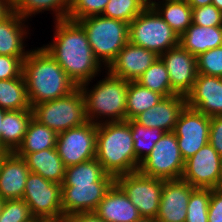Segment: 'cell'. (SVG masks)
Wrapping results in <instances>:
<instances>
[{
    "mask_svg": "<svg viewBox=\"0 0 222 222\" xmlns=\"http://www.w3.org/2000/svg\"><path fill=\"white\" fill-rule=\"evenodd\" d=\"M179 45L195 57L222 46V26H199L191 24L179 37Z\"/></svg>",
    "mask_w": 222,
    "mask_h": 222,
    "instance_id": "25",
    "label": "cell"
},
{
    "mask_svg": "<svg viewBox=\"0 0 222 222\" xmlns=\"http://www.w3.org/2000/svg\"><path fill=\"white\" fill-rule=\"evenodd\" d=\"M185 160L173 131L165 132L152 151L141 161L138 171L163 180L181 179Z\"/></svg>",
    "mask_w": 222,
    "mask_h": 222,
    "instance_id": "8",
    "label": "cell"
},
{
    "mask_svg": "<svg viewBox=\"0 0 222 222\" xmlns=\"http://www.w3.org/2000/svg\"><path fill=\"white\" fill-rule=\"evenodd\" d=\"M105 72V78L91 86L93 81L79 86L83 93L87 120L98 125L126 121V96L129 81ZM90 84V85H89ZM89 86H91L89 88Z\"/></svg>",
    "mask_w": 222,
    "mask_h": 222,
    "instance_id": "4",
    "label": "cell"
},
{
    "mask_svg": "<svg viewBox=\"0 0 222 222\" xmlns=\"http://www.w3.org/2000/svg\"><path fill=\"white\" fill-rule=\"evenodd\" d=\"M4 152L0 149V156L3 154Z\"/></svg>",
    "mask_w": 222,
    "mask_h": 222,
    "instance_id": "53",
    "label": "cell"
},
{
    "mask_svg": "<svg viewBox=\"0 0 222 222\" xmlns=\"http://www.w3.org/2000/svg\"><path fill=\"white\" fill-rule=\"evenodd\" d=\"M5 111L6 110L0 108V149H1V134H2L1 127H2V121L4 118Z\"/></svg>",
    "mask_w": 222,
    "mask_h": 222,
    "instance_id": "47",
    "label": "cell"
},
{
    "mask_svg": "<svg viewBox=\"0 0 222 222\" xmlns=\"http://www.w3.org/2000/svg\"><path fill=\"white\" fill-rule=\"evenodd\" d=\"M115 182L126 193L142 217H157L163 179L145 176L136 171L117 176Z\"/></svg>",
    "mask_w": 222,
    "mask_h": 222,
    "instance_id": "10",
    "label": "cell"
},
{
    "mask_svg": "<svg viewBox=\"0 0 222 222\" xmlns=\"http://www.w3.org/2000/svg\"><path fill=\"white\" fill-rule=\"evenodd\" d=\"M209 144L222 157V115L210 117Z\"/></svg>",
    "mask_w": 222,
    "mask_h": 222,
    "instance_id": "41",
    "label": "cell"
},
{
    "mask_svg": "<svg viewBox=\"0 0 222 222\" xmlns=\"http://www.w3.org/2000/svg\"><path fill=\"white\" fill-rule=\"evenodd\" d=\"M30 170L25 160L14 152L0 156V196L5 199H22Z\"/></svg>",
    "mask_w": 222,
    "mask_h": 222,
    "instance_id": "20",
    "label": "cell"
},
{
    "mask_svg": "<svg viewBox=\"0 0 222 222\" xmlns=\"http://www.w3.org/2000/svg\"><path fill=\"white\" fill-rule=\"evenodd\" d=\"M53 22L55 29L51 43L42 47L77 87L99 77L105 68L94 56L82 25L68 18Z\"/></svg>",
    "mask_w": 222,
    "mask_h": 222,
    "instance_id": "1",
    "label": "cell"
},
{
    "mask_svg": "<svg viewBox=\"0 0 222 222\" xmlns=\"http://www.w3.org/2000/svg\"><path fill=\"white\" fill-rule=\"evenodd\" d=\"M97 125L88 121L57 136L56 150L67 167L96 158Z\"/></svg>",
    "mask_w": 222,
    "mask_h": 222,
    "instance_id": "11",
    "label": "cell"
},
{
    "mask_svg": "<svg viewBox=\"0 0 222 222\" xmlns=\"http://www.w3.org/2000/svg\"><path fill=\"white\" fill-rule=\"evenodd\" d=\"M35 222H64V220L61 219V220H43V221H40V220L35 219Z\"/></svg>",
    "mask_w": 222,
    "mask_h": 222,
    "instance_id": "50",
    "label": "cell"
},
{
    "mask_svg": "<svg viewBox=\"0 0 222 222\" xmlns=\"http://www.w3.org/2000/svg\"><path fill=\"white\" fill-rule=\"evenodd\" d=\"M94 182H115V178L104 171L96 158L67 167L62 186L92 184Z\"/></svg>",
    "mask_w": 222,
    "mask_h": 222,
    "instance_id": "28",
    "label": "cell"
},
{
    "mask_svg": "<svg viewBox=\"0 0 222 222\" xmlns=\"http://www.w3.org/2000/svg\"><path fill=\"white\" fill-rule=\"evenodd\" d=\"M135 222H158L156 218L153 217H141Z\"/></svg>",
    "mask_w": 222,
    "mask_h": 222,
    "instance_id": "46",
    "label": "cell"
},
{
    "mask_svg": "<svg viewBox=\"0 0 222 222\" xmlns=\"http://www.w3.org/2000/svg\"><path fill=\"white\" fill-rule=\"evenodd\" d=\"M212 4L220 11H222V0H212Z\"/></svg>",
    "mask_w": 222,
    "mask_h": 222,
    "instance_id": "49",
    "label": "cell"
},
{
    "mask_svg": "<svg viewBox=\"0 0 222 222\" xmlns=\"http://www.w3.org/2000/svg\"><path fill=\"white\" fill-rule=\"evenodd\" d=\"M114 182L62 186L63 219L76 213L94 212Z\"/></svg>",
    "mask_w": 222,
    "mask_h": 222,
    "instance_id": "15",
    "label": "cell"
},
{
    "mask_svg": "<svg viewBox=\"0 0 222 222\" xmlns=\"http://www.w3.org/2000/svg\"><path fill=\"white\" fill-rule=\"evenodd\" d=\"M141 86L160 93L164 97L173 96L176 93L171 89V82L165 64L159 57L136 80Z\"/></svg>",
    "mask_w": 222,
    "mask_h": 222,
    "instance_id": "32",
    "label": "cell"
},
{
    "mask_svg": "<svg viewBox=\"0 0 222 222\" xmlns=\"http://www.w3.org/2000/svg\"><path fill=\"white\" fill-rule=\"evenodd\" d=\"M196 58L198 74L222 77V46L208 50Z\"/></svg>",
    "mask_w": 222,
    "mask_h": 222,
    "instance_id": "38",
    "label": "cell"
},
{
    "mask_svg": "<svg viewBox=\"0 0 222 222\" xmlns=\"http://www.w3.org/2000/svg\"><path fill=\"white\" fill-rule=\"evenodd\" d=\"M70 0H11V10L29 21L35 15L51 11L54 21L67 19Z\"/></svg>",
    "mask_w": 222,
    "mask_h": 222,
    "instance_id": "26",
    "label": "cell"
},
{
    "mask_svg": "<svg viewBox=\"0 0 222 222\" xmlns=\"http://www.w3.org/2000/svg\"><path fill=\"white\" fill-rule=\"evenodd\" d=\"M159 56L143 47L128 42L107 68L112 75L126 81H136Z\"/></svg>",
    "mask_w": 222,
    "mask_h": 222,
    "instance_id": "18",
    "label": "cell"
},
{
    "mask_svg": "<svg viewBox=\"0 0 222 222\" xmlns=\"http://www.w3.org/2000/svg\"><path fill=\"white\" fill-rule=\"evenodd\" d=\"M22 157L30 172L39 174L44 179L62 185L66 166L56 148L44 149L34 153H15Z\"/></svg>",
    "mask_w": 222,
    "mask_h": 222,
    "instance_id": "23",
    "label": "cell"
},
{
    "mask_svg": "<svg viewBox=\"0 0 222 222\" xmlns=\"http://www.w3.org/2000/svg\"><path fill=\"white\" fill-rule=\"evenodd\" d=\"M63 220L64 222H106L94 212L76 213L66 216Z\"/></svg>",
    "mask_w": 222,
    "mask_h": 222,
    "instance_id": "43",
    "label": "cell"
},
{
    "mask_svg": "<svg viewBox=\"0 0 222 222\" xmlns=\"http://www.w3.org/2000/svg\"><path fill=\"white\" fill-rule=\"evenodd\" d=\"M186 103L208 117L222 115V77L198 74Z\"/></svg>",
    "mask_w": 222,
    "mask_h": 222,
    "instance_id": "16",
    "label": "cell"
},
{
    "mask_svg": "<svg viewBox=\"0 0 222 222\" xmlns=\"http://www.w3.org/2000/svg\"><path fill=\"white\" fill-rule=\"evenodd\" d=\"M4 202H5V199H3V198L0 196V213H1V211H2Z\"/></svg>",
    "mask_w": 222,
    "mask_h": 222,
    "instance_id": "51",
    "label": "cell"
},
{
    "mask_svg": "<svg viewBox=\"0 0 222 222\" xmlns=\"http://www.w3.org/2000/svg\"><path fill=\"white\" fill-rule=\"evenodd\" d=\"M208 222H222V188L211 189Z\"/></svg>",
    "mask_w": 222,
    "mask_h": 222,
    "instance_id": "42",
    "label": "cell"
},
{
    "mask_svg": "<svg viewBox=\"0 0 222 222\" xmlns=\"http://www.w3.org/2000/svg\"><path fill=\"white\" fill-rule=\"evenodd\" d=\"M211 189L195 188L187 205L185 222H208V208Z\"/></svg>",
    "mask_w": 222,
    "mask_h": 222,
    "instance_id": "35",
    "label": "cell"
},
{
    "mask_svg": "<svg viewBox=\"0 0 222 222\" xmlns=\"http://www.w3.org/2000/svg\"><path fill=\"white\" fill-rule=\"evenodd\" d=\"M32 112L35 120L57 134L88 122L84 96L79 87L64 97L34 105Z\"/></svg>",
    "mask_w": 222,
    "mask_h": 222,
    "instance_id": "6",
    "label": "cell"
},
{
    "mask_svg": "<svg viewBox=\"0 0 222 222\" xmlns=\"http://www.w3.org/2000/svg\"><path fill=\"white\" fill-rule=\"evenodd\" d=\"M182 180L194 188H222V157L208 143L185 160Z\"/></svg>",
    "mask_w": 222,
    "mask_h": 222,
    "instance_id": "12",
    "label": "cell"
},
{
    "mask_svg": "<svg viewBox=\"0 0 222 222\" xmlns=\"http://www.w3.org/2000/svg\"><path fill=\"white\" fill-rule=\"evenodd\" d=\"M78 22L86 31L94 56L106 70L129 42V24L103 15L82 18Z\"/></svg>",
    "mask_w": 222,
    "mask_h": 222,
    "instance_id": "5",
    "label": "cell"
},
{
    "mask_svg": "<svg viewBox=\"0 0 222 222\" xmlns=\"http://www.w3.org/2000/svg\"><path fill=\"white\" fill-rule=\"evenodd\" d=\"M186 106V96L175 94L164 97L156 105L137 115L134 120L148 128L171 132Z\"/></svg>",
    "mask_w": 222,
    "mask_h": 222,
    "instance_id": "19",
    "label": "cell"
},
{
    "mask_svg": "<svg viewBox=\"0 0 222 222\" xmlns=\"http://www.w3.org/2000/svg\"><path fill=\"white\" fill-rule=\"evenodd\" d=\"M144 9L137 0H109L102 15L130 24Z\"/></svg>",
    "mask_w": 222,
    "mask_h": 222,
    "instance_id": "34",
    "label": "cell"
},
{
    "mask_svg": "<svg viewBox=\"0 0 222 222\" xmlns=\"http://www.w3.org/2000/svg\"><path fill=\"white\" fill-rule=\"evenodd\" d=\"M29 205L23 199L5 200L0 213V222H33Z\"/></svg>",
    "mask_w": 222,
    "mask_h": 222,
    "instance_id": "36",
    "label": "cell"
},
{
    "mask_svg": "<svg viewBox=\"0 0 222 222\" xmlns=\"http://www.w3.org/2000/svg\"><path fill=\"white\" fill-rule=\"evenodd\" d=\"M158 1H161V0H152V8H153L154 4Z\"/></svg>",
    "mask_w": 222,
    "mask_h": 222,
    "instance_id": "52",
    "label": "cell"
},
{
    "mask_svg": "<svg viewBox=\"0 0 222 222\" xmlns=\"http://www.w3.org/2000/svg\"><path fill=\"white\" fill-rule=\"evenodd\" d=\"M32 118V109L5 111L1 127V150L4 153L15 152L18 149Z\"/></svg>",
    "mask_w": 222,
    "mask_h": 222,
    "instance_id": "24",
    "label": "cell"
},
{
    "mask_svg": "<svg viewBox=\"0 0 222 222\" xmlns=\"http://www.w3.org/2000/svg\"><path fill=\"white\" fill-rule=\"evenodd\" d=\"M62 185L48 181L30 172L27 177L23 200L29 205L32 216L40 221L61 220Z\"/></svg>",
    "mask_w": 222,
    "mask_h": 222,
    "instance_id": "9",
    "label": "cell"
},
{
    "mask_svg": "<svg viewBox=\"0 0 222 222\" xmlns=\"http://www.w3.org/2000/svg\"><path fill=\"white\" fill-rule=\"evenodd\" d=\"M109 0H70L68 19L78 21L90 16L102 15Z\"/></svg>",
    "mask_w": 222,
    "mask_h": 222,
    "instance_id": "37",
    "label": "cell"
},
{
    "mask_svg": "<svg viewBox=\"0 0 222 222\" xmlns=\"http://www.w3.org/2000/svg\"><path fill=\"white\" fill-rule=\"evenodd\" d=\"M139 1L145 8H152V0H137Z\"/></svg>",
    "mask_w": 222,
    "mask_h": 222,
    "instance_id": "48",
    "label": "cell"
},
{
    "mask_svg": "<svg viewBox=\"0 0 222 222\" xmlns=\"http://www.w3.org/2000/svg\"><path fill=\"white\" fill-rule=\"evenodd\" d=\"M94 213L106 222H135L142 217L116 182L108 189Z\"/></svg>",
    "mask_w": 222,
    "mask_h": 222,
    "instance_id": "22",
    "label": "cell"
},
{
    "mask_svg": "<svg viewBox=\"0 0 222 222\" xmlns=\"http://www.w3.org/2000/svg\"><path fill=\"white\" fill-rule=\"evenodd\" d=\"M192 23L199 26H222V11L213 4L192 8Z\"/></svg>",
    "mask_w": 222,
    "mask_h": 222,
    "instance_id": "39",
    "label": "cell"
},
{
    "mask_svg": "<svg viewBox=\"0 0 222 222\" xmlns=\"http://www.w3.org/2000/svg\"><path fill=\"white\" fill-rule=\"evenodd\" d=\"M163 98L164 96L160 93L145 88L136 81H129L126 96V120L134 119Z\"/></svg>",
    "mask_w": 222,
    "mask_h": 222,
    "instance_id": "31",
    "label": "cell"
},
{
    "mask_svg": "<svg viewBox=\"0 0 222 222\" xmlns=\"http://www.w3.org/2000/svg\"><path fill=\"white\" fill-rule=\"evenodd\" d=\"M133 144L130 120L97 125L96 160L114 178L138 171L141 162Z\"/></svg>",
    "mask_w": 222,
    "mask_h": 222,
    "instance_id": "3",
    "label": "cell"
},
{
    "mask_svg": "<svg viewBox=\"0 0 222 222\" xmlns=\"http://www.w3.org/2000/svg\"><path fill=\"white\" fill-rule=\"evenodd\" d=\"M22 75L31 106L68 95L77 86L43 48L30 49L23 60Z\"/></svg>",
    "mask_w": 222,
    "mask_h": 222,
    "instance_id": "2",
    "label": "cell"
},
{
    "mask_svg": "<svg viewBox=\"0 0 222 222\" xmlns=\"http://www.w3.org/2000/svg\"><path fill=\"white\" fill-rule=\"evenodd\" d=\"M0 108L6 111L32 109L24 77L0 80Z\"/></svg>",
    "mask_w": 222,
    "mask_h": 222,
    "instance_id": "30",
    "label": "cell"
},
{
    "mask_svg": "<svg viewBox=\"0 0 222 222\" xmlns=\"http://www.w3.org/2000/svg\"><path fill=\"white\" fill-rule=\"evenodd\" d=\"M195 188L182 179L164 180L158 222H185L190 194Z\"/></svg>",
    "mask_w": 222,
    "mask_h": 222,
    "instance_id": "17",
    "label": "cell"
},
{
    "mask_svg": "<svg viewBox=\"0 0 222 222\" xmlns=\"http://www.w3.org/2000/svg\"><path fill=\"white\" fill-rule=\"evenodd\" d=\"M25 58L0 55V80L19 77L22 74L23 60Z\"/></svg>",
    "mask_w": 222,
    "mask_h": 222,
    "instance_id": "40",
    "label": "cell"
},
{
    "mask_svg": "<svg viewBox=\"0 0 222 222\" xmlns=\"http://www.w3.org/2000/svg\"><path fill=\"white\" fill-rule=\"evenodd\" d=\"M28 24V20L14 11L0 21V55L27 57L30 50L25 49L26 38L31 35Z\"/></svg>",
    "mask_w": 222,
    "mask_h": 222,
    "instance_id": "21",
    "label": "cell"
},
{
    "mask_svg": "<svg viewBox=\"0 0 222 222\" xmlns=\"http://www.w3.org/2000/svg\"><path fill=\"white\" fill-rule=\"evenodd\" d=\"M153 8L179 37L192 24V8L186 0H161Z\"/></svg>",
    "mask_w": 222,
    "mask_h": 222,
    "instance_id": "27",
    "label": "cell"
},
{
    "mask_svg": "<svg viewBox=\"0 0 222 222\" xmlns=\"http://www.w3.org/2000/svg\"><path fill=\"white\" fill-rule=\"evenodd\" d=\"M130 129L134 140V151L136 158L141 162L153 149L156 142L165 133L159 128H148L130 120Z\"/></svg>",
    "mask_w": 222,
    "mask_h": 222,
    "instance_id": "33",
    "label": "cell"
},
{
    "mask_svg": "<svg viewBox=\"0 0 222 222\" xmlns=\"http://www.w3.org/2000/svg\"><path fill=\"white\" fill-rule=\"evenodd\" d=\"M184 160L209 143L210 117L186 106L173 130Z\"/></svg>",
    "mask_w": 222,
    "mask_h": 222,
    "instance_id": "13",
    "label": "cell"
},
{
    "mask_svg": "<svg viewBox=\"0 0 222 222\" xmlns=\"http://www.w3.org/2000/svg\"><path fill=\"white\" fill-rule=\"evenodd\" d=\"M191 8L212 4V0H186Z\"/></svg>",
    "mask_w": 222,
    "mask_h": 222,
    "instance_id": "45",
    "label": "cell"
},
{
    "mask_svg": "<svg viewBox=\"0 0 222 222\" xmlns=\"http://www.w3.org/2000/svg\"><path fill=\"white\" fill-rule=\"evenodd\" d=\"M11 11V0H0V21Z\"/></svg>",
    "mask_w": 222,
    "mask_h": 222,
    "instance_id": "44",
    "label": "cell"
},
{
    "mask_svg": "<svg viewBox=\"0 0 222 222\" xmlns=\"http://www.w3.org/2000/svg\"><path fill=\"white\" fill-rule=\"evenodd\" d=\"M58 134L32 118L21 145L14 153H34L55 148Z\"/></svg>",
    "mask_w": 222,
    "mask_h": 222,
    "instance_id": "29",
    "label": "cell"
},
{
    "mask_svg": "<svg viewBox=\"0 0 222 222\" xmlns=\"http://www.w3.org/2000/svg\"><path fill=\"white\" fill-rule=\"evenodd\" d=\"M129 42L160 56L179 45V36L154 8H145L129 24Z\"/></svg>",
    "mask_w": 222,
    "mask_h": 222,
    "instance_id": "7",
    "label": "cell"
},
{
    "mask_svg": "<svg viewBox=\"0 0 222 222\" xmlns=\"http://www.w3.org/2000/svg\"><path fill=\"white\" fill-rule=\"evenodd\" d=\"M159 57L168 71L171 89L178 95L186 96L198 75L197 58L180 45L169 49Z\"/></svg>",
    "mask_w": 222,
    "mask_h": 222,
    "instance_id": "14",
    "label": "cell"
}]
</instances>
